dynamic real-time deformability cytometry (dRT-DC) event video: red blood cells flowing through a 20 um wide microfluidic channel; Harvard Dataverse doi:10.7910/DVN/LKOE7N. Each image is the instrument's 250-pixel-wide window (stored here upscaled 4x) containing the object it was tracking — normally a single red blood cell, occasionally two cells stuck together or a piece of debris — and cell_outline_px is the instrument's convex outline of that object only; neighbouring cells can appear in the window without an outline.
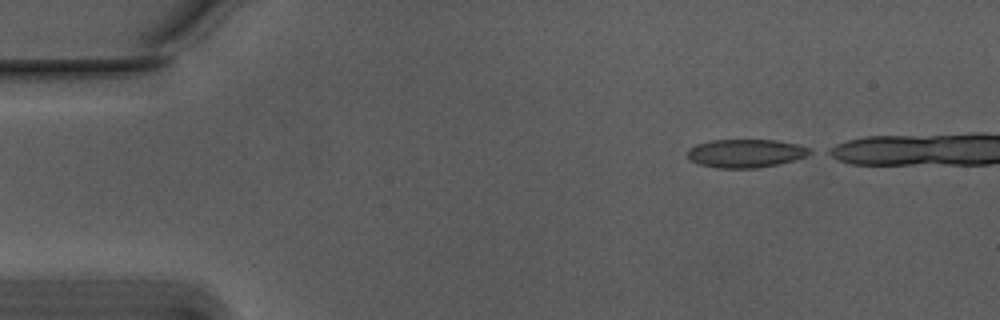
{"species": "Egyptian fruit bat (a non-hibernating species)", "species_latin": "Rousettus aegyptiacus", "temperature_condition": "warm", "stored_images_in_passage": 41, "camera_frame_rate_fps": 3000, "um_per_image_px": 0.085, "animal": {"sex": "male"}, "frame": {"image": 1, "passage_image": 1, "time_ms": 0.0, "image_size_px": [1000, 320], "cell_outline_px": [[812, 152], [804, 156], [792, 160], [776, 164], [756, 168], [716, 168], [700, 164], [688, 160], [688, 148], [696, 144], [712, 140], [776, 140], [796, 144], [812, 148]], "centroid_in_image_um": [63.34, 13.03], "position_along_channel_um": 21.7, "area_um2": 20.11}}
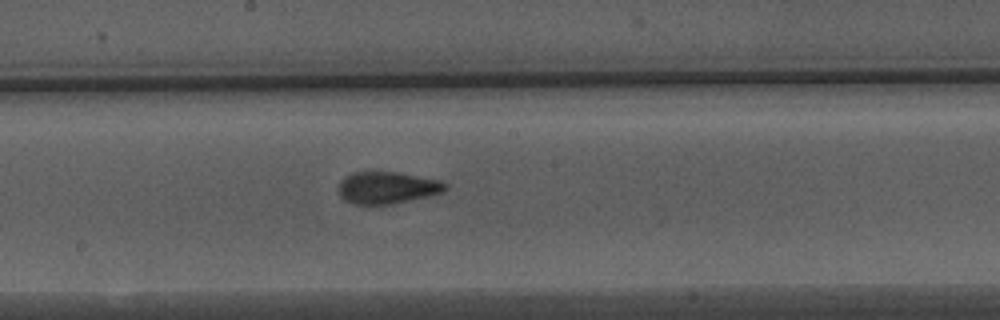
{"frame": {"image": 2, "passage_image": 23, "time_ms": 7.333, "image_size_px": [1000, 320], "cell_outline_px": [[448, 188], [440, 192], [428, 196], [392, 204], [352, 204], [344, 200], [340, 196], [340, 180], [344, 176], [356, 172], [396, 172], [436, 180], [448, 184]], "centroid_in_image_um": [32.87, 15.96], "position_along_channel_um": 215.3, "area_um2": 19.59}}
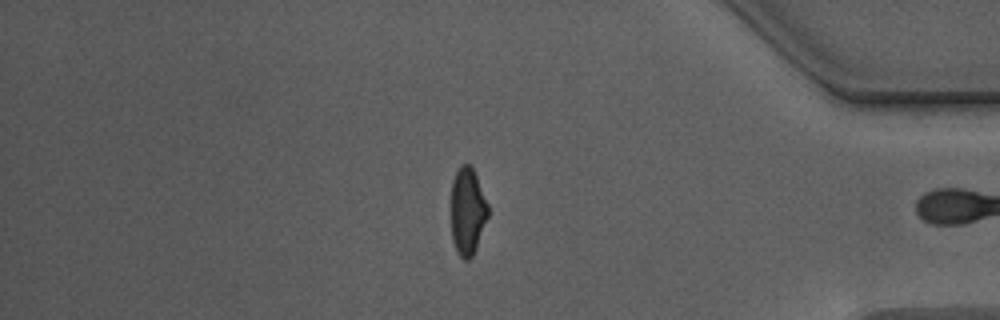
{"frame": {"image": 3, "passage_image": 40, "time_ms": 13.0, "image_size_px": [1000, 320], "cell_outline_px": [[488, 216], [476, 248], [472, 256], [468, 260], [464, 260], [456, 252], [452, 240], [452, 180], [460, 164], [468, 164], [472, 168], [476, 176], [488, 204]], "centroid_in_image_um": [39.73, 17.97], "position_along_channel_um": 395.5, "area_um2": 18.61}, "authors_computed_cell_mechanics": {"area_um2": 20.1144, "velocity_mm_per_s": 3.7614, "shape_relaxation_time_tau1_ms": 6.2685, "shape_relaxation_time_tau2_ms": 1.1131, "deformation_change_tau1": 0.1817, "deformation_change_tau2": 0.07}}